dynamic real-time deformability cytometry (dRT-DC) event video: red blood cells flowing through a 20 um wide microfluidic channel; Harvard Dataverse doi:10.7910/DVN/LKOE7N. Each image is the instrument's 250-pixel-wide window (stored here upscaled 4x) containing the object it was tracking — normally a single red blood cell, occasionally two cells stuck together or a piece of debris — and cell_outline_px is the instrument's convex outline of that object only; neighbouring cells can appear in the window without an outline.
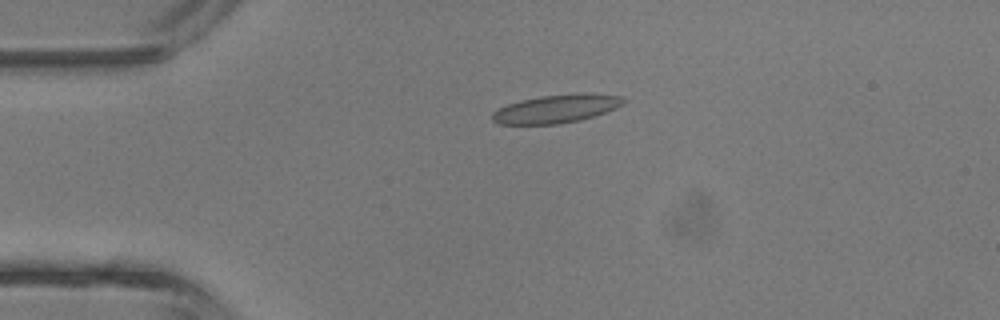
{"species": "common noctule bat (a hibernating species)", "species_latin": "Nyctalus noctula", "temperature_condition": "room temperature", "stored_images_in_passage": 33, "camera_frame_rate_fps": 3000, "um_per_image_px": 0.085, "animal": {"sex": "male", "body_mass_g": 13.3}, "frame": {"image": 1, "passage_image": 1, "time_ms": 0.0, "image_size_px": [1000, 320], "cell_outline_px": [[628, 100], [624, 104], [616, 108], [580, 120], [560, 124], [500, 124], [492, 120], [492, 112], [508, 104], [520, 100], [540, 96], [580, 92], [584, 92], [624, 96]], "centroid_in_image_um": [47.34, 9.22], "position_along_channel_um": 37.7, "area_um2": 21.85}}
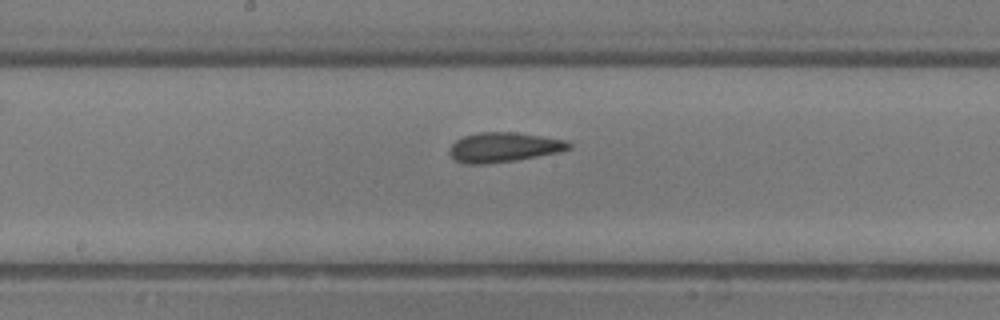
{"frame": {"image": 2, "passage_image": 13, "time_ms": 4.0, "image_size_px": [1000, 320], "cell_outline_px": [[572, 148], [556, 152], [516, 160], [484, 164], [464, 164], [456, 160], [448, 152], [452, 144], [456, 140], [464, 136], [480, 132], [512, 132], [568, 140], [572, 144]], "centroid_in_image_um": [42.81, 12.51], "position_along_channel_um": 205.4, "area_um2": 20.46}}
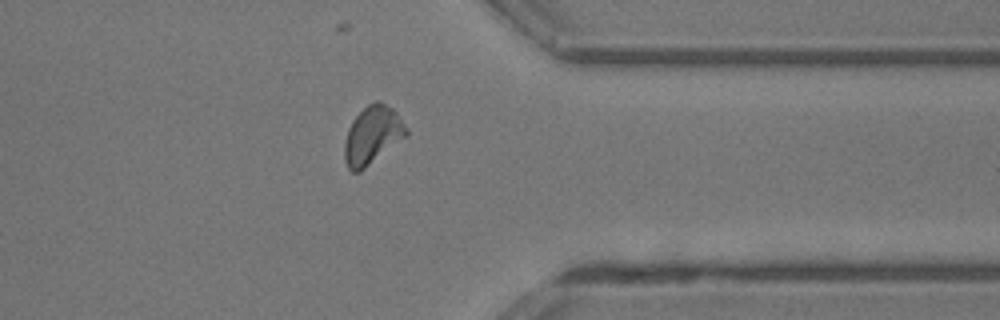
{"frame": {"image": 3, "passage_image": 24, "time_ms": 7.667, "image_size_px": [1000, 320], "cell_outline_px": [[408, 136], [360, 172], [352, 172], [348, 168], [344, 160], [344, 144], [348, 128], [352, 120], [368, 104], [376, 100], [380, 100], [392, 108], [396, 112], [408, 128]], "centroid_in_image_um": [31.67, 11.5], "position_along_channel_um": 379.7, "area_um2": 21.15}}